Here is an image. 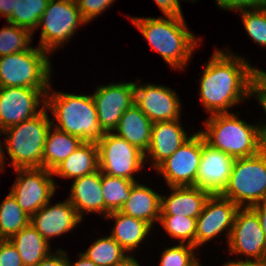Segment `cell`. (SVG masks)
Returning a JSON list of instances; mask_svg holds the SVG:
<instances>
[{
  "label": "cell",
  "instance_id": "30",
  "mask_svg": "<svg viewBox=\"0 0 266 266\" xmlns=\"http://www.w3.org/2000/svg\"><path fill=\"white\" fill-rule=\"evenodd\" d=\"M135 181L102 173V191L105 204V217L114 211H120L131 195Z\"/></svg>",
  "mask_w": 266,
  "mask_h": 266
},
{
  "label": "cell",
  "instance_id": "44",
  "mask_svg": "<svg viewBox=\"0 0 266 266\" xmlns=\"http://www.w3.org/2000/svg\"><path fill=\"white\" fill-rule=\"evenodd\" d=\"M78 261L69 260L68 253H67V266H97L93 261H91L86 255L82 252L78 253Z\"/></svg>",
  "mask_w": 266,
  "mask_h": 266
},
{
  "label": "cell",
  "instance_id": "34",
  "mask_svg": "<svg viewBox=\"0 0 266 266\" xmlns=\"http://www.w3.org/2000/svg\"><path fill=\"white\" fill-rule=\"evenodd\" d=\"M247 34L259 46L266 48V5L238 10Z\"/></svg>",
  "mask_w": 266,
  "mask_h": 266
},
{
  "label": "cell",
  "instance_id": "1",
  "mask_svg": "<svg viewBox=\"0 0 266 266\" xmlns=\"http://www.w3.org/2000/svg\"><path fill=\"white\" fill-rule=\"evenodd\" d=\"M199 80V99L210 115L231 113L229 108L250 96V84L259 71L245 57L216 49Z\"/></svg>",
  "mask_w": 266,
  "mask_h": 266
},
{
  "label": "cell",
  "instance_id": "5",
  "mask_svg": "<svg viewBox=\"0 0 266 266\" xmlns=\"http://www.w3.org/2000/svg\"><path fill=\"white\" fill-rule=\"evenodd\" d=\"M45 108L32 119L22 121L0 132L6 136L5 149L10 166L16 169L43 168V151L48 131L52 125Z\"/></svg>",
  "mask_w": 266,
  "mask_h": 266
},
{
  "label": "cell",
  "instance_id": "7",
  "mask_svg": "<svg viewBox=\"0 0 266 266\" xmlns=\"http://www.w3.org/2000/svg\"><path fill=\"white\" fill-rule=\"evenodd\" d=\"M221 195L239 208L266 201V157L257 153L235 159L229 183Z\"/></svg>",
  "mask_w": 266,
  "mask_h": 266
},
{
  "label": "cell",
  "instance_id": "3",
  "mask_svg": "<svg viewBox=\"0 0 266 266\" xmlns=\"http://www.w3.org/2000/svg\"><path fill=\"white\" fill-rule=\"evenodd\" d=\"M50 91V92H49ZM46 94V109L53 113L52 125L56 128L80 137L84 142L98 143L105 131L98 121L92 95L71 94L62 91ZM54 121L57 123L55 124Z\"/></svg>",
  "mask_w": 266,
  "mask_h": 266
},
{
  "label": "cell",
  "instance_id": "49",
  "mask_svg": "<svg viewBox=\"0 0 266 266\" xmlns=\"http://www.w3.org/2000/svg\"><path fill=\"white\" fill-rule=\"evenodd\" d=\"M259 71L262 73V75L266 78V72L265 71H263V70H260V68H259Z\"/></svg>",
  "mask_w": 266,
  "mask_h": 266
},
{
  "label": "cell",
  "instance_id": "37",
  "mask_svg": "<svg viewBox=\"0 0 266 266\" xmlns=\"http://www.w3.org/2000/svg\"><path fill=\"white\" fill-rule=\"evenodd\" d=\"M250 98L255 97L266 114V78L258 71L250 84ZM259 127L266 126V122L257 123Z\"/></svg>",
  "mask_w": 266,
  "mask_h": 266
},
{
  "label": "cell",
  "instance_id": "16",
  "mask_svg": "<svg viewBox=\"0 0 266 266\" xmlns=\"http://www.w3.org/2000/svg\"><path fill=\"white\" fill-rule=\"evenodd\" d=\"M135 105L152 123L181 119V99L168 86L135 82Z\"/></svg>",
  "mask_w": 266,
  "mask_h": 266
},
{
  "label": "cell",
  "instance_id": "50",
  "mask_svg": "<svg viewBox=\"0 0 266 266\" xmlns=\"http://www.w3.org/2000/svg\"><path fill=\"white\" fill-rule=\"evenodd\" d=\"M195 266H202V265L200 264V262H198Z\"/></svg>",
  "mask_w": 266,
  "mask_h": 266
},
{
  "label": "cell",
  "instance_id": "17",
  "mask_svg": "<svg viewBox=\"0 0 266 266\" xmlns=\"http://www.w3.org/2000/svg\"><path fill=\"white\" fill-rule=\"evenodd\" d=\"M234 160L229 154L208 145L203 137L201 160L194 186L211 194H221L229 183Z\"/></svg>",
  "mask_w": 266,
  "mask_h": 266
},
{
  "label": "cell",
  "instance_id": "12",
  "mask_svg": "<svg viewBox=\"0 0 266 266\" xmlns=\"http://www.w3.org/2000/svg\"><path fill=\"white\" fill-rule=\"evenodd\" d=\"M203 149V136L198 131L155 171L162 175L167 187L194 186Z\"/></svg>",
  "mask_w": 266,
  "mask_h": 266
},
{
  "label": "cell",
  "instance_id": "35",
  "mask_svg": "<svg viewBox=\"0 0 266 266\" xmlns=\"http://www.w3.org/2000/svg\"><path fill=\"white\" fill-rule=\"evenodd\" d=\"M195 250L193 245L187 243L168 247L161 253L159 266H195L199 262Z\"/></svg>",
  "mask_w": 266,
  "mask_h": 266
},
{
  "label": "cell",
  "instance_id": "2",
  "mask_svg": "<svg viewBox=\"0 0 266 266\" xmlns=\"http://www.w3.org/2000/svg\"><path fill=\"white\" fill-rule=\"evenodd\" d=\"M129 18L152 50L172 69H185L193 52L202 42L188 30L184 16Z\"/></svg>",
  "mask_w": 266,
  "mask_h": 266
},
{
  "label": "cell",
  "instance_id": "21",
  "mask_svg": "<svg viewBox=\"0 0 266 266\" xmlns=\"http://www.w3.org/2000/svg\"><path fill=\"white\" fill-rule=\"evenodd\" d=\"M171 194L161 195L160 215L196 218L203 211L211 193L195 186L169 187Z\"/></svg>",
  "mask_w": 266,
  "mask_h": 266
},
{
  "label": "cell",
  "instance_id": "23",
  "mask_svg": "<svg viewBox=\"0 0 266 266\" xmlns=\"http://www.w3.org/2000/svg\"><path fill=\"white\" fill-rule=\"evenodd\" d=\"M105 219L115 220V224L110 234L120 246L128 253L134 252L138 246L148 238L151 229H153L148 223L143 220L133 218L120 211H114L109 213Z\"/></svg>",
  "mask_w": 266,
  "mask_h": 266
},
{
  "label": "cell",
  "instance_id": "41",
  "mask_svg": "<svg viewBox=\"0 0 266 266\" xmlns=\"http://www.w3.org/2000/svg\"><path fill=\"white\" fill-rule=\"evenodd\" d=\"M56 250L43 258L36 266H67V251Z\"/></svg>",
  "mask_w": 266,
  "mask_h": 266
},
{
  "label": "cell",
  "instance_id": "40",
  "mask_svg": "<svg viewBox=\"0 0 266 266\" xmlns=\"http://www.w3.org/2000/svg\"><path fill=\"white\" fill-rule=\"evenodd\" d=\"M179 1L180 0H154L164 16H183Z\"/></svg>",
  "mask_w": 266,
  "mask_h": 266
},
{
  "label": "cell",
  "instance_id": "45",
  "mask_svg": "<svg viewBox=\"0 0 266 266\" xmlns=\"http://www.w3.org/2000/svg\"><path fill=\"white\" fill-rule=\"evenodd\" d=\"M222 266H266V261L228 260Z\"/></svg>",
  "mask_w": 266,
  "mask_h": 266
},
{
  "label": "cell",
  "instance_id": "25",
  "mask_svg": "<svg viewBox=\"0 0 266 266\" xmlns=\"http://www.w3.org/2000/svg\"><path fill=\"white\" fill-rule=\"evenodd\" d=\"M99 169L98 145L94 142H83L53 171V176L78 179Z\"/></svg>",
  "mask_w": 266,
  "mask_h": 266
},
{
  "label": "cell",
  "instance_id": "4",
  "mask_svg": "<svg viewBox=\"0 0 266 266\" xmlns=\"http://www.w3.org/2000/svg\"><path fill=\"white\" fill-rule=\"evenodd\" d=\"M239 113L209 115L205 128L199 130L205 142L232 158H244L259 153V126L241 120Z\"/></svg>",
  "mask_w": 266,
  "mask_h": 266
},
{
  "label": "cell",
  "instance_id": "32",
  "mask_svg": "<svg viewBox=\"0 0 266 266\" xmlns=\"http://www.w3.org/2000/svg\"><path fill=\"white\" fill-rule=\"evenodd\" d=\"M7 24L0 29V57L24 52L33 45V33L16 24Z\"/></svg>",
  "mask_w": 266,
  "mask_h": 266
},
{
  "label": "cell",
  "instance_id": "26",
  "mask_svg": "<svg viewBox=\"0 0 266 266\" xmlns=\"http://www.w3.org/2000/svg\"><path fill=\"white\" fill-rule=\"evenodd\" d=\"M54 128V129H53ZM84 141L51 125L43 151V168L53 171Z\"/></svg>",
  "mask_w": 266,
  "mask_h": 266
},
{
  "label": "cell",
  "instance_id": "15",
  "mask_svg": "<svg viewBox=\"0 0 266 266\" xmlns=\"http://www.w3.org/2000/svg\"><path fill=\"white\" fill-rule=\"evenodd\" d=\"M239 207L221 194H211L196 220V249L226 232L227 241ZM227 230V231H226Z\"/></svg>",
  "mask_w": 266,
  "mask_h": 266
},
{
  "label": "cell",
  "instance_id": "13",
  "mask_svg": "<svg viewBox=\"0 0 266 266\" xmlns=\"http://www.w3.org/2000/svg\"><path fill=\"white\" fill-rule=\"evenodd\" d=\"M45 105L46 95L40 89L0 87V132L32 119L45 109Z\"/></svg>",
  "mask_w": 266,
  "mask_h": 266
},
{
  "label": "cell",
  "instance_id": "28",
  "mask_svg": "<svg viewBox=\"0 0 266 266\" xmlns=\"http://www.w3.org/2000/svg\"><path fill=\"white\" fill-rule=\"evenodd\" d=\"M30 218L9 192L0 204V239L9 240L30 224Z\"/></svg>",
  "mask_w": 266,
  "mask_h": 266
},
{
  "label": "cell",
  "instance_id": "22",
  "mask_svg": "<svg viewBox=\"0 0 266 266\" xmlns=\"http://www.w3.org/2000/svg\"><path fill=\"white\" fill-rule=\"evenodd\" d=\"M161 195L152 188L135 182L131 195L120 212L148 223L152 228L160 219ZM155 223V224H154Z\"/></svg>",
  "mask_w": 266,
  "mask_h": 266
},
{
  "label": "cell",
  "instance_id": "42",
  "mask_svg": "<svg viewBox=\"0 0 266 266\" xmlns=\"http://www.w3.org/2000/svg\"><path fill=\"white\" fill-rule=\"evenodd\" d=\"M250 208L257 214L266 239V201L255 204Z\"/></svg>",
  "mask_w": 266,
  "mask_h": 266
},
{
  "label": "cell",
  "instance_id": "36",
  "mask_svg": "<svg viewBox=\"0 0 266 266\" xmlns=\"http://www.w3.org/2000/svg\"><path fill=\"white\" fill-rule=\"evenodd\" d=\"M115 0H76L81 16L86 23H89L98 15L105 12L113 5Z\"/></svg>",
  "mask_w": 266,
  "mask_h": 266
},
{
  "label": "cell",
  "instance_id": "24",
  "mask_svg": "<svg viewBox=\"0 0 266 266\" xmlns=\"http://www.w3.org/2000/svg\"><path fill=\"white\" fill-rule=\"evenodd\" d=\"M152 122L133 104L120 118L118 127L113 131L144 154L151 142Z\"/></svg>",
  "mask_w": 266,
  "mask_h": 266
},
{
  "label": "cell",
  "instance_id": "14",
  "mask_svg": "<svg viewBox=\"0 0 266 266\" xmlns=\"http://www.w3.org/2000/svg\"><path fill=\"white\" fill-rule=\"evenodd\" d=\"M91 95L101 127L113 132L124 112L135 104V82L101 85Z\"/></svg>",
  "mask_w": 266,
  "mask_h": 266
},
{
  "label": "cell",
  "instance_id": "10",
  "mask_svg": "<svg viewBox=\"0 0 266 266\" xmlns=\"http://www.w3.org/2000/svg\"><path fill=\"white\" fill-rule=\"evenodd\" d=\"M17 178L10 193L18 205L30 217L51 201L55 195L56 183L53 173L44 168L16 169Z\"/></svg>",
  "mask_w": 266,
  "mask_h": 266
},
{
  "label": "cell",
  "instance_id": "9",
  "mask_svg": "<svg viewBox=\"0 0 266 266\" xmlns=\"http://www.w3.org/2000/svg\"><path fill=\"white\" fill-rule=\"evenodd\" d=\"M99 169L109 176L137 182L135 173L144 168V153L114 132H106L97 143Z\"/></svg>",
  "mask_w": 266,
  "mask_h": 266
},
{
  "label": "cell",
  "instance_id": "19",
  "mask_svg": "<svg viewBox=\"0 0 266 266\" xmlns=\"http://www.w3.org/2000/svg\"><path fill=\"white\" fill-rule=\"evenodd\" d=\"M180 120L152 124L151 142L144 157L145 163L151 158L150 164L154 170L191 137L185 132Z\"/></svg>",
  "mask_w": 266,
  "mask_h": 266
},
{
  "label": "cell",
  "instance_id": "48",
  "mask_svg": "<svg viewBox=\"0 0 266 266\" xmlns=\"http://www.w3.org/2000/svg\"><path fill=\"white\" fill-rule=\"evenodd\" d=\"M4 148L2 147V144H1V150H0V172H3L5 170V149L3 150ZM4 168V169H3Z\"/></svg>",
  "mask_w": 266,
  "mask_h": 266
},
{
  "label": "cell",
  "instance_id": "31",
  "mask_svg": "<svg viewBox=\"0 0 266 266\" xmlns=\"http://www.w3.org/2000/svg\"><path fill=\"white\" fill-rule=\"evenodd\" d=\"M82 253L97 266H112L128 255V252L110 235L97 239Z\"/></svg>",
  "mask_w": 266,
  "mask_h": 266
},
{
  "label": "cell",
  "instance_id": "47",
  "mask_svg": "<svg viewBox=\"0 0 266 266\" xmlns=\"http://www.w3.org/2000/svg\"><path fill=\"white\" fill-rule=\"evenodd\" d=\"M112 266H140V264L135 259V257L129 253L122 260L114 263Z\"/></svg>",
  "mask_w": 266,
  "mask_h": 266
},
{
  "label": "cell",
  "instance_id": "33",
  "mask_svg": "<svg viewBox=\"0 0 266 266\" xmlns=\"http://www.w3.org/2000/svg\"><path fill=\"white\" fill-rule=\"evenodd\" d=\"M196 220L188 216L160 215L159 223L170 237L196 248Z\"/></svg>",
  "mask_w": 266,
  "mask_h": 266
},
{
  "label": "cell",
  "instance_id": "39",
  "mask_svg": "<svg viewBox=\"0 0 266 266\" xmlns=\"http://www.w3.org/2000/svg\"><path fill=\"white\" fill-rule=\"evenodd\" d=\"M216 5L226 11L259 8L266 5V0H216Z\"/></svg>",
  "mask_w": 266,
  "mask_h": 266
},
{
  "label": "cell",
  "instance_id": "46",
  "mask_svg": "<svg viewBox=\"0 0 266 266\" xmlns=\"http://www.w3.org/2000/svg\"><path fill=\"white\" fill-rule=\"evenodd\" d=\"M259 153L266 157V126L259 128Z\"/></svg>",
  "mask_w": 266,
  "mask_h": 266
},
{
  "label": "cell",
  "instance_id": "6",
  "mask_svg": "<svg viewBox=\"0 0 266 266\" xmlns=\"http://www.w3.org/2000/svg\"><path fill=\"white\" fill-rule=\"evenodd\" d=\"M50 54L40 47H30L0 57V87H27L47 94L51 81Z\"/></svg>",
  "mask_w": 266,
  "mask_h": 266
},
{
  "label": "cell",
  "instance_id": "29",
  "mask_svg": "<svg viewBox=\"0 0 266 266\" xmlns=\"http://www.w3.org/2000/svg\"><path fill=\"white\" fill-rule=\"evenodd\" d=\"M50 0H15L12 14L6 22L28 29L31 33L37 30L40 18Z\"/></svg>",
  "mask_w": 266,
  "mask_h": 266
},
{
  "label": "cell",
  "instance_id": "8",
  "mask_svg": "<svg viewBox=\"0 0 266 266\" xmlns=\"http://www.w3.org/2000/svg\"><path fill=\"white\" fill-rule=\"evenodd\" d=\"M85 24L76 0H50L37 27V30L41 29L38 47L51 56L75 36L80 25Z\"/></svg>",
  "mask_w": 266,
  "mask_h": 266
},
{
  "label": "cell",
  "instance_id": "38",
  "mask_svg": "<svg viewBox=\"0 0 266 266\" xmlns=\"http://www.w3.org/2000/svg\"><path fill=\"white\" fill-rule=\"evenodd\" d=\"M0 266H24L17 249L10 240H0Z\"/></svg>",
  "mask_w": 266,
  "mask_h": 266
},
{
  "label": "cell",
  "instance_id": "20",
  "mask_svg": "<svg viewBox=\"0 0 266 266\" xmlns=\"http://www.w3.org/2000/svg\"><path fill=\"white\" fill-rule=\"evenodd\" d=\"M67 198L83 220L84 213H99L105 217L102 172L97 171L73 180Z\"/></svg>",
  "mask_w": 266,
  "mask_h": 266
},
{
  "label": "cell",
  "instance_id": "11",
  "mask_svg": "<svg viewBox=\"0 0 266 266\" xmlns=\"http://www.w3.org/2000/svg\"><path fill=\"white\" fill-rule=\"evenodd\" d=\"M227 243L230 255L246 257L242 261H266V239L258 216L251 208L237 210Z\"/></svg>",
  "mask_w": 266,
  "mask_h": 266
},
{
  "label": "cell",
  "instance_id": "18",
  "mask_svg": "<svg viewBox=\"0 0 266 266\" xmlns=\"http://www.w3.org/2000/svg\"><path fill=\"white\" fill-rule=\"evenodd\" d=\"M49 201L30 218V224L48 242L50 239L71 232L82 222L68 199L50 205Z\"/></svg>",
  "mask_w": 266,
  "mask_h": 266
},
{
  "label": "cell",
  "instance_id": "27",
  "mask_svg": "<svg viewBox=\"0 0 266 266\" xmlns=\"http://www.w3.org/2000/svg\"><path fill=\"white\" fill-rule=\"evenodd\" d=\"M9 240L17 249L24 266H36L52 252L50 243L31 224Z\"/></svg>",
  "mask_w": 266,
  "mask_h": 266
},
{
  "label": "cell",
  "instance_id": "43",
  "mask_svg": "<svg viewBox=\"0 0 266 266\" xmlns=\"http://www.w3.org/2000/svg\"><path fill=\"white\" fill-rule=\"evenodd\" d=\"M15 0H0L1 18L7 19L13 12Z\"/></svg>",
  "mask_w": 266,
  "mask_h": 266
}]
</instances>
